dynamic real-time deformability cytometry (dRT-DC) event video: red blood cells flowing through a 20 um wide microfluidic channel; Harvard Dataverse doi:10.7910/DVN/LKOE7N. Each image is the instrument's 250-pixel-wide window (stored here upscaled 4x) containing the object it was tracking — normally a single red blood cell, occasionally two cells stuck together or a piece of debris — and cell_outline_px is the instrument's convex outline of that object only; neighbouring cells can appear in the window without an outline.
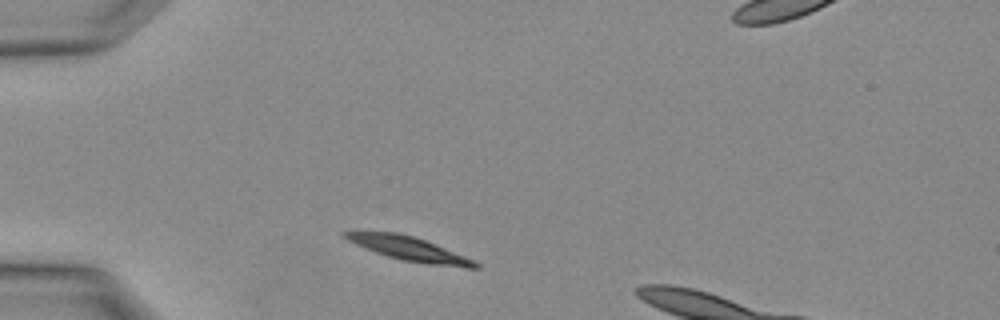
{"species": "Egyptian fruit bat (a non-hibernating species)", "species_latin": "Rousettus aegyptiacus", "temperature_condition": "warm", "stored_images_in_passage": 2, "camera_frame_rate_fps": 3000, "um_per_image_px": 0.085, "animal": {"sex": "female"}, "frame": {"image": 1, "passage_image": 1, "time_ms": 0.0, "image_size_px": [1000, 320], "cell_outline_px": [[480, 268], [464, 268], [432, 264], [404, 260], [388, 256], [376, 252], [356, 244], [348, 240], [340, 232], [396, 232], [412, 236], [424, 240], [464, 256], [480, 264]], "centroid_in_image_um": [34.8, 21.15], "position_along_channel_um": 50.2, "area_um2": 17.51}}